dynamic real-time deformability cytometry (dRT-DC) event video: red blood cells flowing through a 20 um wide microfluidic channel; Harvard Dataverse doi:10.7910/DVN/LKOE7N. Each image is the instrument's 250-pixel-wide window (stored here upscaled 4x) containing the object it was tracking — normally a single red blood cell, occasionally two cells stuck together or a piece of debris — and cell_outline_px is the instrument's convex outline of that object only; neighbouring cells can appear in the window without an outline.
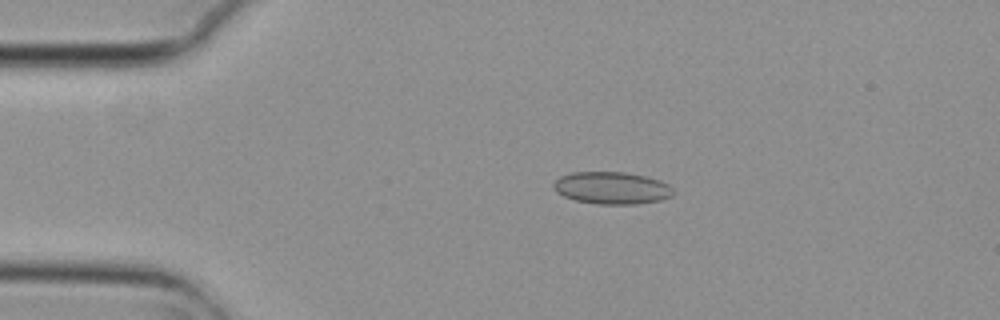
{"species": "common noctule bat (a hibernating species)", "species_latin": "Nyctalus noctula", "temperature_condition": "cold", "stored_images_in_passage": 4, "camera_frame_rate_fps": 3000, "um_per_image_px": 0.085, "animal": {"sex": "female", "body_mass_g": 29.2, "forearm_length_mm": 56.3}, "frame": {"image": 1, "passage_image": 2, "time_ms": 0.333, "image_size_px": [1000, 320], "cell_outline_px": [[676, 192], [672, 196], [660, 200], [636, 204], [596, 204], [576, 200], [564, 196], [556, 192], [552, 188], [552, 184], [560, 176], [572, 172], [624, 172], [644, 176], [660, 180], [668, 184]], "centroid_in_image_um": [52.0, 15.98], "position_along_channel_um": 33.0, "area_um2": 22.6}}
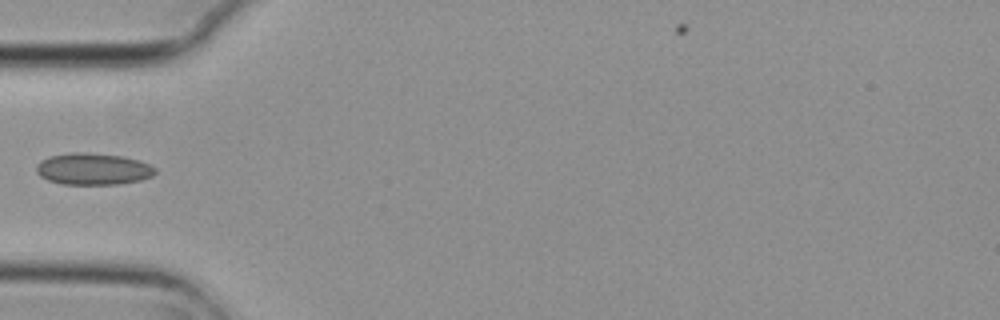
{"frame": {"image": 2, "passage_image": 4, "time_ms": 1.0, "image_size_px": [1000, 320], "cell_outline_px": [[156, 172], [152, 176], [140, 180], [116, 184], [64, 184], [48, 180], [40, 176], [36, 172], [36, 164], [40, 160], [48, 156], [72, 152], [88, 152], [124, 156], [140, 160], [156, 168]], "centroid_in_image_um": [7.89, 14.34], "position_along_channel_um": 77.1, "area_um2": 22.14}}